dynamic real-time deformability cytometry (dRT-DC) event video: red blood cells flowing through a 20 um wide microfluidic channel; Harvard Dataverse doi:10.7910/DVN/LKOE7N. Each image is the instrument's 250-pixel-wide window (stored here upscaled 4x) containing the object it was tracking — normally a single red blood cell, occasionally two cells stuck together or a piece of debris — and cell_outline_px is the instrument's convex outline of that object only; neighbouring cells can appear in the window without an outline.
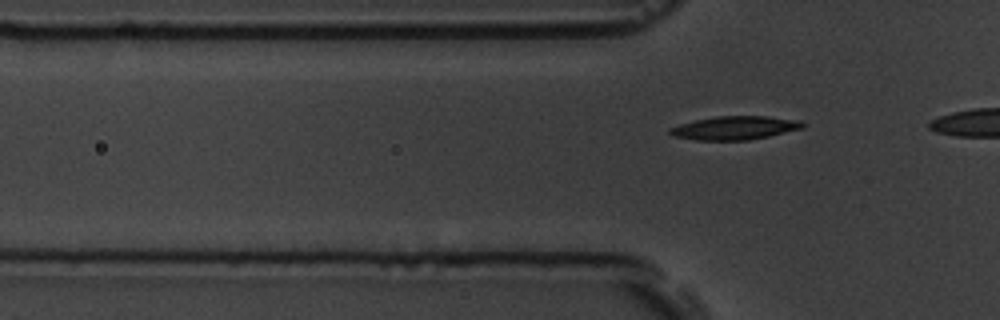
{"species": "common noctule bat (a hibernating species)", "species_latin": "Nyctalus noctula", "temperature_condition": "room temperature", "stored_images_in_passage": 7, "camera_frame_rate_fps": 3000, "um_per_image_px": 0.085, "animal": {"sex": "male", "body_mass_g": 19.5, "forearm_length_mm": 54.6}, "frame": {"image": 1, "passage_image": 7, "time_ms": 7.667, "image_size_px": [1000, 320], "cell_outline_px": [[804, 128], [768, 136], [748, 140], [696, 140], [672, 136], [668, 132], [668, 128], [692, 120], [716, 116], [768, 116], [800, 120], [804, 124]], "centroid_in_image_um": [62.42, 10.86], "position_along_channel_um": 63.4, "area_um2": 18.32}}